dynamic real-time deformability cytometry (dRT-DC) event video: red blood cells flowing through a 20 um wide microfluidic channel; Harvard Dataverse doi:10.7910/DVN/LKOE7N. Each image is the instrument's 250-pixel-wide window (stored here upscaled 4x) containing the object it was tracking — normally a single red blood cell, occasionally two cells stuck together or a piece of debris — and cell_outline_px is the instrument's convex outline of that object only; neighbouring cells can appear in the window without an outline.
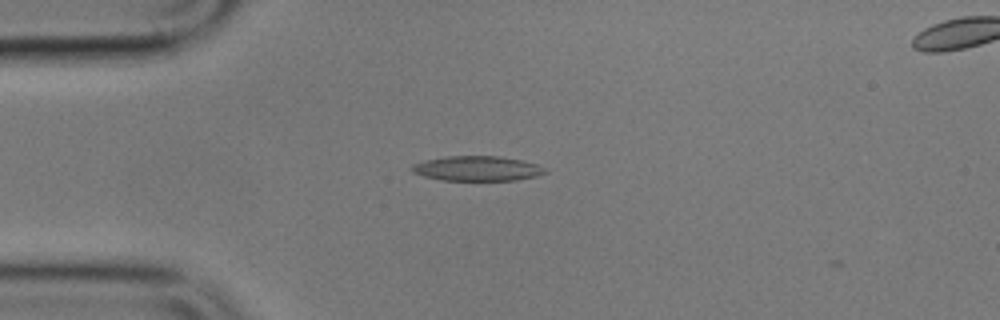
{"species": "common noctule bat (a hibernating species)", "species_latin": "Nyctalus noctula", "temperature_condition": "cold", "stored_images_in_passage": 7, "camera_frame_rate_fps": 3000, "um_per_image_px": 0.085, "animal": {"sex": "male", "body_mass_g": 17.9}, "frame": {"image": 1, "passage_image": 4, "time_ms": 3.667, "image_size_px": [1000, 320], "cell_outline_px": [[548, 172], [536, 176], [516, 180], [440, 180], [424, 176], [412, 172], [408, 168], [412, 164], [424, 160], [444, 156], [500, 156], [520, 160], [536, 164], [544, 168]], "centroid_in_image_um": [40.5, 14.32], "position_along_channel_um": 44.5, "area_um2": 19.36}}
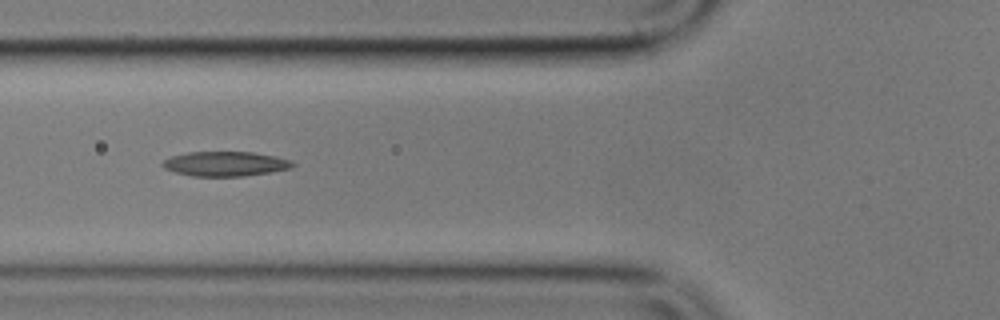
{"frame": {"image": 2, "passage_image": 6, "time_ms": 6.0, "image_size_px": [1000, 320], "cell_outline_px": [[296, 164], [292, 168], [272, 172], [244, 176], [192, 176], [176, 172], [164, 168], [160, 164], [164, 160], [172, 156], [188, 152], [252, 152], [276, 156], [292, 160]], "centroid_in_image_um": [19.19, 13.92], "position_along_channel_um": 106.6, "area_um2": 18.79}}
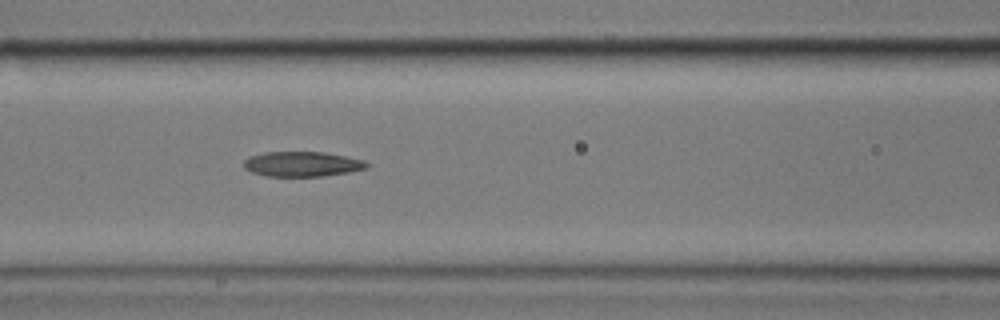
{"frame": {"image": 3, "passage_image": 7, "time_ms": 7.0, "image_size_px": [1000, 320], "cell_outline_px": [[368, 168], [348, 172], [324, 176], [264, 176], [252, 172], [244, 168], [244, 160], [248, 156], [264, 152], [324, 152], [364, 160], [368, 164]], "centroid_in_image_um": [25.65, 13.94], "position_along_channel_um": 140.9, "area_um2": 17.92}}